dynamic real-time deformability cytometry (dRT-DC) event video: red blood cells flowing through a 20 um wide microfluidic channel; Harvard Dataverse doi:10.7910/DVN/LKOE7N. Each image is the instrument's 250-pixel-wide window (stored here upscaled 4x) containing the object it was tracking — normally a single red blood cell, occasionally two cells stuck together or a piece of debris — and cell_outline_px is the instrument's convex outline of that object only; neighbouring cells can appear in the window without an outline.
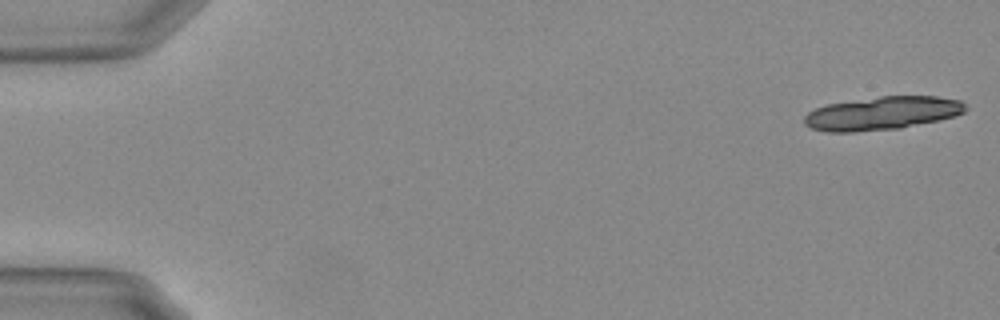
{"species": "Egyptian fruit bat (a non-hibernating species)", "species_latin": "Rousettus aegyptiacus", "temperature_condition": "warm", "stored_images_in_passage": 20, "camera_frame_rate_fps": 3000, "um_per_image_px": 0.085, "animal": {"sex": "female"}, "frame": {"image": 1, "passage_image": 1, "time_ms": 0.0, "image_size_px": [1000, 320], "cell_outline_px": [[968, 108], [964, 112], [952, 116], [936, 120], [900, 128], [852, 132], [828, 132], [812, 128], [804, 124], [804, 116], [808, 112], [816, 108], [828, 104], [880, 96], [936, 96], [960, 100]], "centroid_in_image_um": [74.96, 9.62], "position_along_channel_um": 10.0, "area_um2": 30.98}}